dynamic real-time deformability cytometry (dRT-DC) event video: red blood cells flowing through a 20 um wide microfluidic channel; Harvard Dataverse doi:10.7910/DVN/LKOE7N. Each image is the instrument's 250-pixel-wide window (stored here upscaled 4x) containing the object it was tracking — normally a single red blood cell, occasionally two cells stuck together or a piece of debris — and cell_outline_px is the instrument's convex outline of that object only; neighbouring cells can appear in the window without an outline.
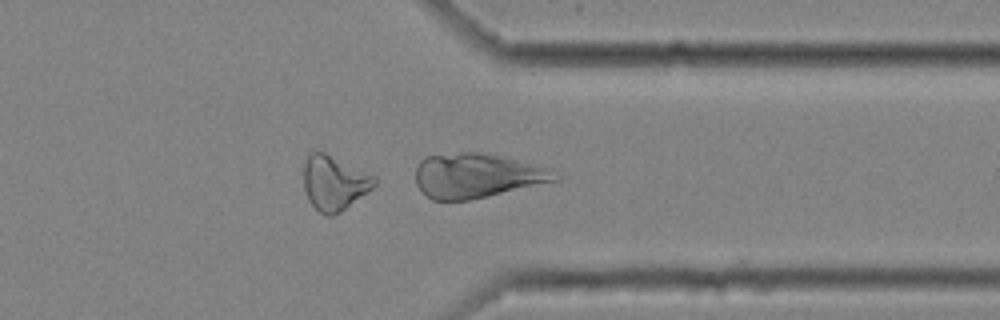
{"species": "common noctule bat (a hibernating species)", "species_latin": "Nyctalus noctula", "temperature_condition": "cold", "stored_images_in_passage": 46, "camera_frame_rate_fps": 3000, "um_per_image_px": 0.085, "animal": {"sex": "female", "body_mass_g": 25.1}, "frame": {"image": 1, "passage_image": 46, "time_ms": 15.0, "image_size_px": [1000, 320], "cell_outline_px": [[564, 176], [560, 180], [488, 196], [468, 200], [432, 200], [416, 184], [416, 168], [420, 160], [424, 156], [464, 152], [476, 152], [504, 156], [560, 172]], "centroid_in_image_um": [40.58, 14.92], "position_along_channel_um": 370.8, "area_um2": 36.24}}